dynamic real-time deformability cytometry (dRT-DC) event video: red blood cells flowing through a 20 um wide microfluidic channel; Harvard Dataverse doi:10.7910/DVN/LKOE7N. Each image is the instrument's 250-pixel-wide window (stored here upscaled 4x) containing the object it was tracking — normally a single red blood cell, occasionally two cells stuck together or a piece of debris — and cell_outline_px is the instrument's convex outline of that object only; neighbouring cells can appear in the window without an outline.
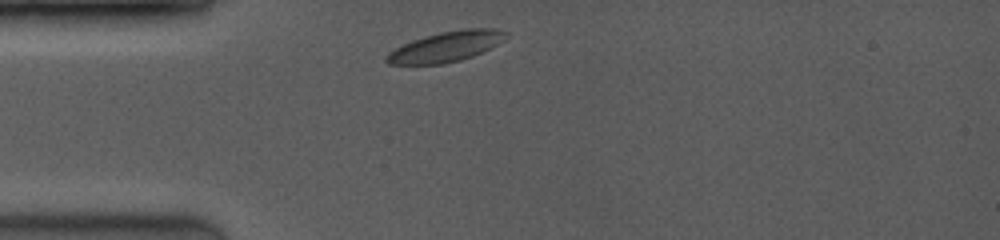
{"species": "common noctule bat (a hibernating species)", "species_latin": "Nyctalus noctula", "temperature_condition": "room temperature", "stored_images_in_passage": 14, "camera_frame_rate_fps": 3500, "um_per_image_px": 0.085, "animal": {"sex": "female", "body_mass_g": 19.0, "forearm_length_mm": 53.3}, "frame": {"image": 1, "passage_image": 1, "time_ms": 0.0, "image_size_px": [1000, 240], "cell_outline_px": [[508, 36], [496, 44], [472, 56], [460, 60], [440, 64], [388, 64], [384, 60], [384, 56], [388, 52], [412, 40], [424, 36], [440, 32], [464, 28], [492, 28], [508, 32]], "centroid_in_image_um": [37.87, 3.95], "position_along_channel_um": 47.1, "area_um2": 20.87}}
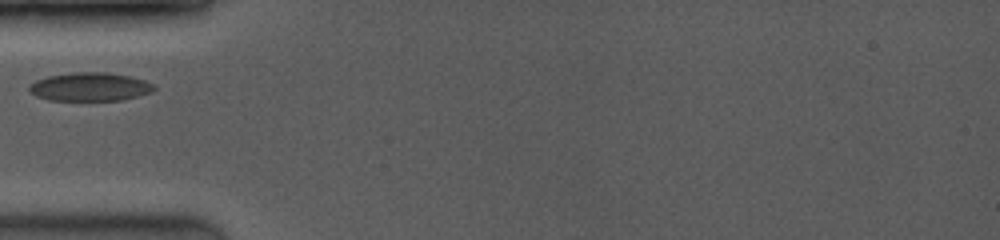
{"frame": {"image": 2, "passage_image": 4, "time_ms": 1.143, "image_size_px": [1000, 240], "cell_outline_px": [[156, 88], [152, 92], [120, 100], [48, 100], [36, 96], [28, 88], [28, 84], [36, 80], [48, 76], [72, 72], [108, 72], [128, 76], [144, 80], [152, 84]], "centroid_in_image_um": [7.61, 7.37], "position_along_channel_um": 77.4, "area_um2": 20.63}}